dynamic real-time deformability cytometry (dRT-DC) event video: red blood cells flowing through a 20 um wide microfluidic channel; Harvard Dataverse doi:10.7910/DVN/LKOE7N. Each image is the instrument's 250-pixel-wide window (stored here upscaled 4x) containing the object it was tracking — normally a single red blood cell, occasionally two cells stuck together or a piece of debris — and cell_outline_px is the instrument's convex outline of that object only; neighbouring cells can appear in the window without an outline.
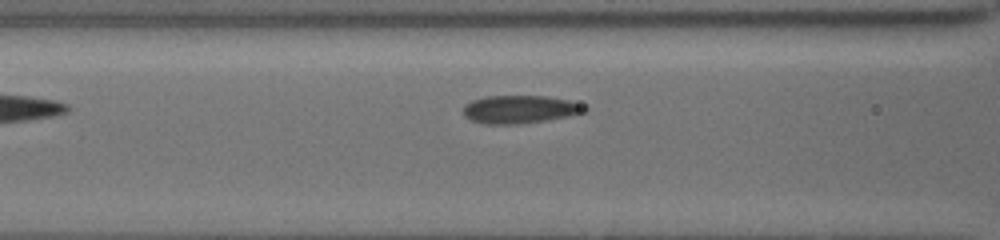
{"species": "common noctule bat (a hibernating species)", "species_latin": "Nyctalus noctula", "temperature_condition": "cold", "stored_images_in_passage": 11, "segment_of_instrument_passage": [2, 2], "camera_frame_rate_fps": 3000, "um_per_image_px": 0.085, "animal": {"sex": "female", "body_mass_g": 19.5, "forearm_length_mm": 54.1}, "frame": {"image": 1, "passage_image": 11, "time_ms": 4.333, "image_size_px": [1000, 240], "cell_outline_px": [[588, 108], [584, 112], [568, 116], [544, 120], [516, 124], [484, 124], [472, 120], [464, 116], [464, 104], [472, 100], [488, 96], [544, 96], [568, 100], [584, 104]], "centroid_in_image_um": [44.18, 9.29], "position_along_channel_um": 122.4, "area_um2": 19.65}}